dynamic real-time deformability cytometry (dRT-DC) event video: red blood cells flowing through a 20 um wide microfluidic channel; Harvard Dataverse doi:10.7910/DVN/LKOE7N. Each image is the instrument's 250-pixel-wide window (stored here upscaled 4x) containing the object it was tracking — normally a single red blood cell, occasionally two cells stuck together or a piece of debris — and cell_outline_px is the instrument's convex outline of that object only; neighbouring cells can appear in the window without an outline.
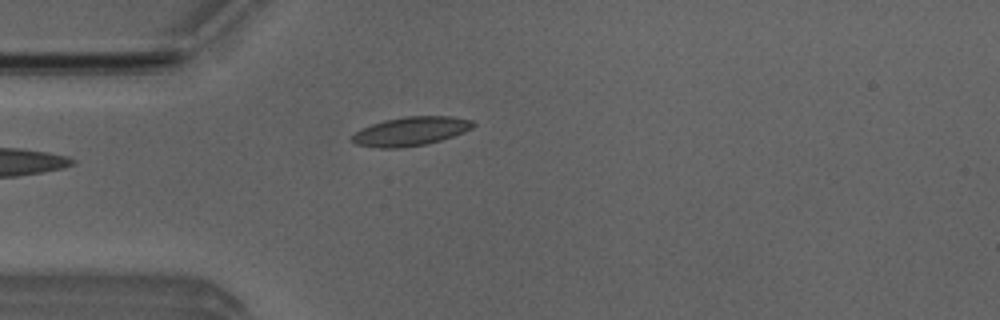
{"species": "Egyptian fruit bat (a non-hibernating species)", "species_latin": "Rousettus aegyptiacus", "temperature_condition": "room temperature", "stored_images_in_passage": 22, "camera_frame_rate_fps": 3000, "um_per_image_px": 0.085, "animal": {"sex": "male"}, "frame": {"image": 1, "passage_image": 1, "time_ms": 0.0, "image_size_px": [1000, 320], "cell_outline_px": [[476, 124], [472, 128], [464, 132], [440, 140], [424, 144], [400, 148], [380, 148], [356, 144], [352, 140], [352, 136], [360, 128], [384, 120], [404, 116], [452, 116], [472, 120]], "centroid_in_image_um": [34.91, 11.14], "position_along_channel_um": 50.1, "area_um2": 20.29}}